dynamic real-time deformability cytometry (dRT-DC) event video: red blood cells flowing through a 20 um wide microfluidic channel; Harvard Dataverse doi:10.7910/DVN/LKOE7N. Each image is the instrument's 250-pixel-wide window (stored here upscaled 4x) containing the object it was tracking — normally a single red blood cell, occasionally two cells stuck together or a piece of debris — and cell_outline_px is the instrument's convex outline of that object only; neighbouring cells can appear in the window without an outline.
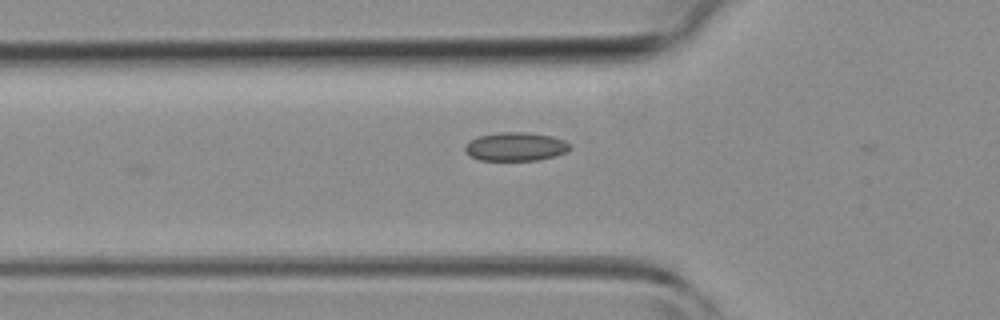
{"species": "common noctule bat (a hibernating species)", "species_latin": "Nyctalus noctula", "temperature_condition": "room temperature", "stored_images_in_passage": 2, "camera_frame_rate_fps": 3000, "um_per_image_px": 0.085, "animal": {"sex": "female", "body_mass_g": 19.3, "forearm_length_mm": 54.1}, "frame": {"image": 1, "passage_image": 2, "time_ms": 2.0, "image_size_px": [1000, 320], "cell_outline_px": [[572, 148], [564, 152], [540, 160], [480, 160], [464, 152], [464, 148], [468, 140], [480, 136], [500, 132], [524, 132], [552, 136], [564, 140], [572, 144]], "centroid_in_image_um": [43.82, 12.46], "position_along_channel_um": 82.0, "area_um2": 17.46}}